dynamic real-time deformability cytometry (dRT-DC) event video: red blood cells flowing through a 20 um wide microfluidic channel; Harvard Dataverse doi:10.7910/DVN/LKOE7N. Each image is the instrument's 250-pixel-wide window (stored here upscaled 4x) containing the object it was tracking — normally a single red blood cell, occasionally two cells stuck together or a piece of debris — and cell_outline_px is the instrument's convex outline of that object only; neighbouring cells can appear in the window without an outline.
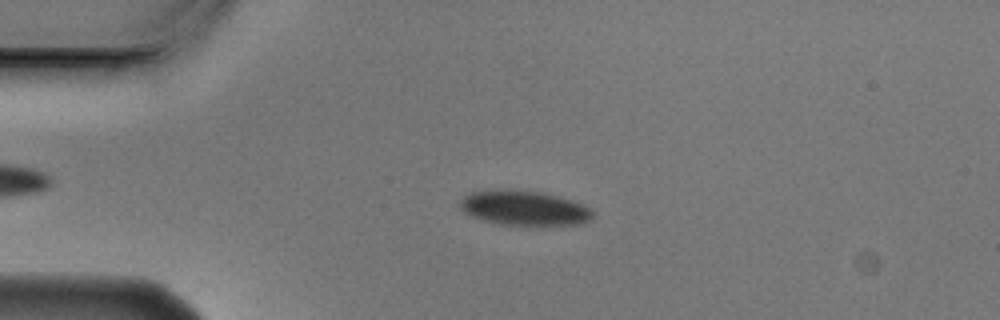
{"species": "Egyptian fruit bat (a non-hibernating species)", "species_latin": "Rousettus aegyptiacus", "temperature_condition": "cold", "stored_images_in_passage": 4, "camera_frame_rate_fps": 3000, "um_per_image_px": 0.085, "animal": {"sex": "male"}, "frame": {"image": 1, "passage_image": 3, "time_ms": 0.667, "image_size_px": [1000, 320], "cell_outline_px": [[592, 216], [588, 220], [580, 224], [500, 224], [484, 220], [472, 216], [464, 212], [460, 208], [460, 200], [464, 196], [472, 192], [540, 192], [572, 200], [584, 204], [592, 212]], "centroid_in_image_um": [44.57, 17.71], "position_along_channel_um": 40.4, "area_um2": 25.49}}